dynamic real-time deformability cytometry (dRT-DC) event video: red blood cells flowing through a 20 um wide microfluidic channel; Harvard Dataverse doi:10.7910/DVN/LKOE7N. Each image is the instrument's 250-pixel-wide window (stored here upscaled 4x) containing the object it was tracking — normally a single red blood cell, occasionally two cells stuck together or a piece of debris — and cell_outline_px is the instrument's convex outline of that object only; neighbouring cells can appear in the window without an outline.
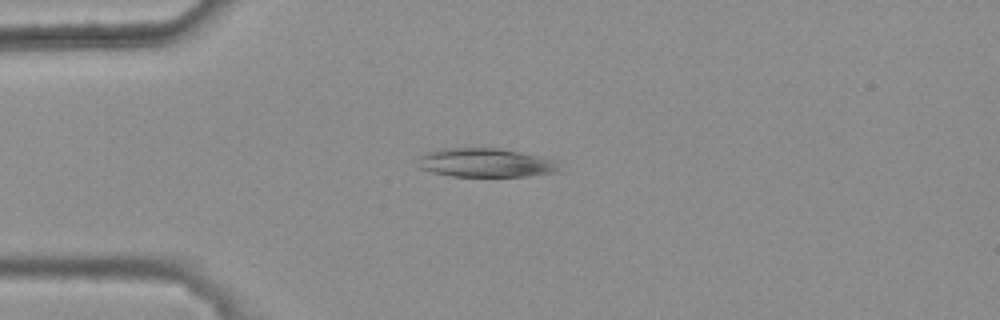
{"species": "common noctule bat (a hibernating species)", "species_latin": "Nyctalus noctula", "temperature_condition": "warm", "stored_images_in_passage": 5, "camera_frame_rate_fps": 3000, "um_per_image_px": 0.085, "animal": {"sex": "female", "body_mass_g": 25.1}, "frame": {"image": 1, "passage_image": 3, "time_ms": 0.667, "image_size_px": [1000, 320], "cell_outline_px": [[564, 172], [528, 176], [452, 176], [432, 172], [420, 168], [420, 156], [428, 152], [444, 148], [500, 148], [556, 160]], "centroid_in_image_um": [41.37, 13.84], "position_along_channel_um": 43.6, "area_um2": 23.76}}
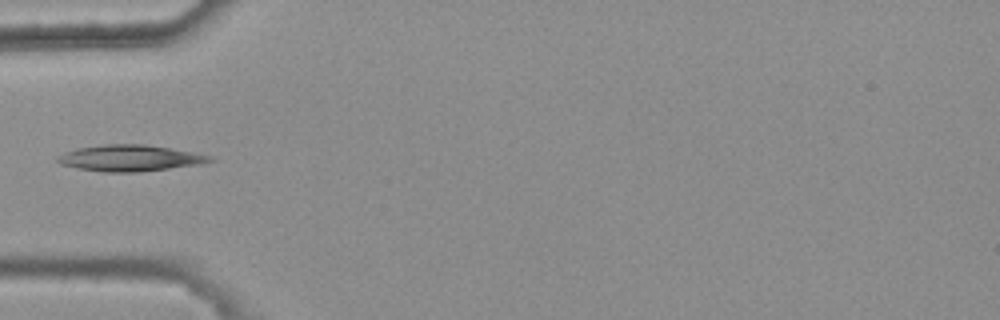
{"frame": {"image": 2, "passage_image": 4, "time_ms": 1.0, "image_size_px": [1000, 320], "cell_outline_px": [[216, 160], [200, 164], [140, 172], [100, 172], [76, 168], [60, 164], [56, 160], [56, 156], [64, 152], [76, 148], [104, 144], [144, 144], [168, 148], [212, 156]], "centroid_in_image_um": [10.98, 13.44], "position_along_channel_um": 74.0, "area_um2": 23.35}}